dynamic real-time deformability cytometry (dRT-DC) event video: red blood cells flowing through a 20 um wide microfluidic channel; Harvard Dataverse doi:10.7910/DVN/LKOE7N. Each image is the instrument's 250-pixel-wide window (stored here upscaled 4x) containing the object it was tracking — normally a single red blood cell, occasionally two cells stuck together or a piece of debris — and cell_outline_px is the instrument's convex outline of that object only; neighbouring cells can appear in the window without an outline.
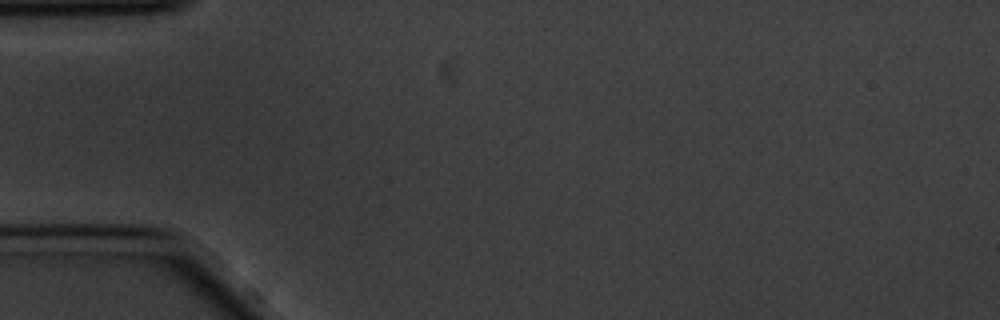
{"species": "common noctule bat (a hibernating species)", "species_latin": "Nyctalus noctula", "temperature_condition": "cold", "stored_images_in_passage": 1, "camera_frame_rate_fps": 3000, "um_per_image_px": 0.085, "animal": {"sex": "male", "body_mass_g": 20.1, "forearm_length_mm": 53.5}, "frame": {"image": 1, "passage_image": 1, "time_ms": 0.0, "image_size_px": [1000, 320], "cell_outline_px": [[232, 292], [228, 292], [116, 252], [116, 248], [140, 248], [184, 252], [208, 268], [224, 280], [232, 288]], "centroid_in_image_um": [15.09, 22.55], "position_along_channel_um": 69.9, "area_um2": 12.89}}